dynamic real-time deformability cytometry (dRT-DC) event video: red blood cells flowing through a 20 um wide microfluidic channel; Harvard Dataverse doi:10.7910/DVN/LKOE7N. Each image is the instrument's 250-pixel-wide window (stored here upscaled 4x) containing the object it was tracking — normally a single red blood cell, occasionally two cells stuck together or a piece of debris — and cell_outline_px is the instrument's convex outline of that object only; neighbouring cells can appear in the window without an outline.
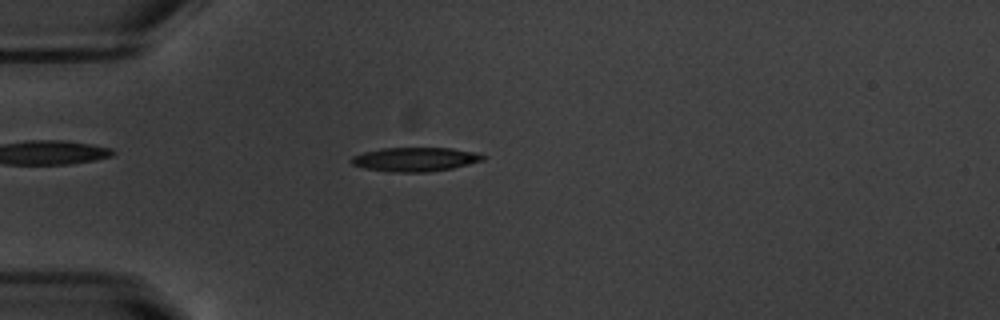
{"species": "common noctule bat (a hibernating species)", "species_latin": "Nyctalus noctula", "temperature_condition": "warm", "stored_images_in_passage": 54, "camera_frame_rate_fps": 3000, "um_per_image_px": 0.085, "animal": {"sex": "male", "body_mass_g": 20.1, "forearm_length_mm": 53.5}, "frame": {"image": 1, "passage_image": 15, "time_ms": 4.667, "image_size_px": [1000, 320], "cell_outline_px": [[488, 156], [484, 160], [452, 168], [428, 172], [392, 172], [364, 168], [352, 164], [348, 160], [352, 156], [364, 152], [384, 148], [452, 148], [476, 152]], "centroid_in_image_um": [35.3, 13.54], "position_along_channel_um": 49.7, "area_um2": 18.5}}
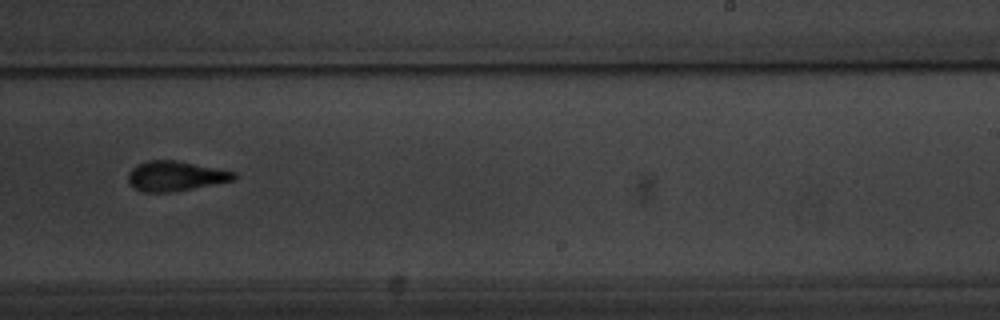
{"frame": {"image": 2, "passage_image": 34, "time_ms": 11.0, "image_size_px": [1000, 320], "cell_outline_px": [[236, 180], [172, 192], [144, 192], [136, 188], [128, 180], [128, 172], [136, 164], [148, 160], [176, 160], [220, 168], [236, 172]], "centroid_in_image_um": [14.94, 14.95], "position_along_channel_um": 274.1, "area_um2": 18.55}}
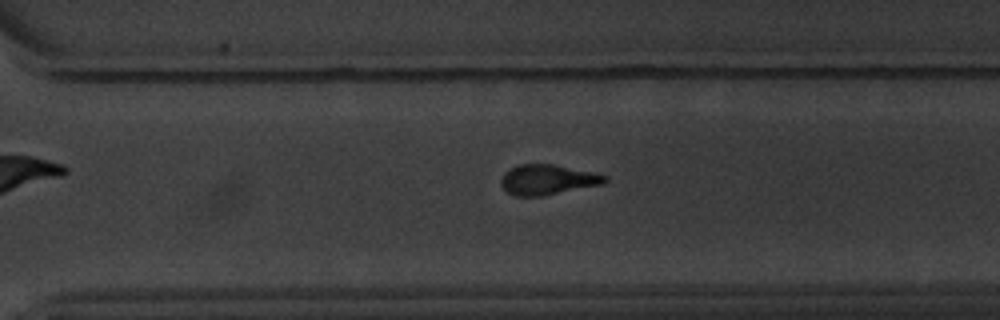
{"frame": {"image": 3, "passage_image": 38, "time_ms": 12.333, "image_size_px": [1000, 320], "cell_outline_px": [[608, 180], [600, 184], [540, 196], [516, 196], [508, 192], [500, 184], [500, 180], [504, 172], [520, 164], [552, 164], [596, 172], [608, 176]], "centroid_in_image_um": [46.53, 15.25], "position_along_channel_um": 324.1, "area_um2": 18.03}, "authors_computed_cell_mechanics": {"area_um2": 18.207, "velocity_mm_per_s": 3.7679, "shape_relaxation_time_tau1_ms": 3.8382, "shape_relaxation_time_tau2_ms": 2.3733, "deformation_change_tau1": 0.1704, "deformation_change_tau2": 0.1156}}